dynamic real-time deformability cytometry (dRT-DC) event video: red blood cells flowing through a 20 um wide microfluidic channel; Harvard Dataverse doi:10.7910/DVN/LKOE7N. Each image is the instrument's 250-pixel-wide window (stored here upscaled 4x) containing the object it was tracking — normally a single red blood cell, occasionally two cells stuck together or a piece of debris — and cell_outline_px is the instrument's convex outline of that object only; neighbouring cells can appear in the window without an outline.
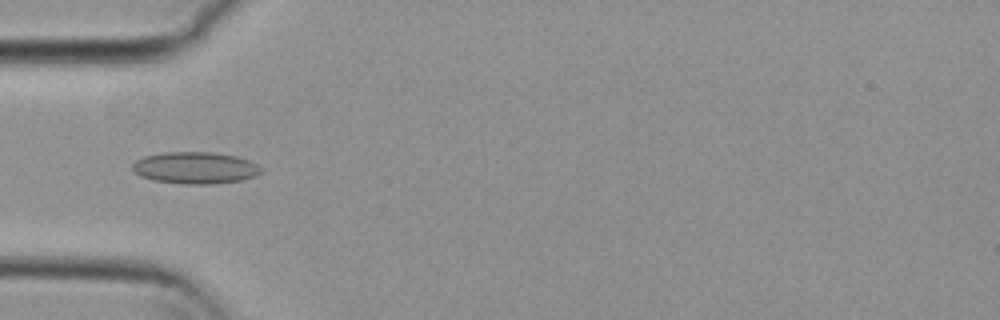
{"species": "common noctule bat (a hibernating species)", "species_latin": "Nyctalus noctula", "temperature_condition": "cold", "stored_images_in_passage": 55, "camera_frame_rate_fps": 3000, "um_per_image_px": 0.085, "animal": {"sex": "female", "body_mass_g": 29.2, "forearm_length_mm": 56.3}, "frame": {"image": 1, "passage_image": 18, "time_ms": 5.667, "image_size_px": [1000, 320], "cell_outline_px": [[264, 172], [256, 176], [240, 180], [212, 184], [184, 184], [152, 180], [140, 176], [132, 168], [132, 164], [136, 160], [144, 156], [164, 152], [212, 152], [236, 156], [248, 160], [264, 168]], "centroid_in_image_um": [16.62, 14.26], "position_along_channel_um": 68.4, "area_um2": 23.99}}
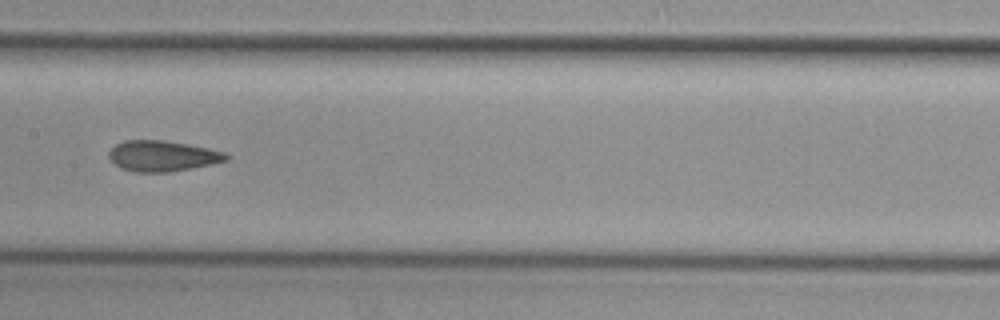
{"frame": {"image": 2, "passage_image": 28, "time_ms": 9.0, "image_size_px": [1000, 320], "cell_outline_px": [[232, 156], [228, 160], [212, 164], [192, 168], [168, 172], [136, 172], [120, 168], [108, 156], [108, 152], [116, 144], [124, 140], [164, 140], [188, 144], [208, 148], [224, 152]], "centroid_in_image_um": [13.83, 13.25], "position_along_channel_um": 193.6, "area_um2": 21.04}}
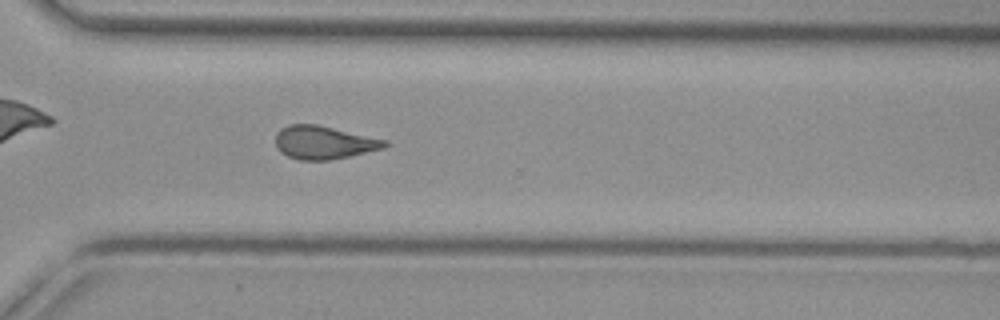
{"frame": {"image": 3, "passage_image": 40, "time_ms": 13.0, "image_size_px": [1000, 320], "cell_outline_px": [[388, 144], [384, 148], [348, 156], [328, 160], [300, 160], [288, 156], [280, 152], [276, 148], [276, 132], [280, 128], [288, 124], [316, 124], [388, 140]], "centroid_in_image_um": [27.49, 12.1], "position_along_channel_um": 343.1, "area_um2": 21.1}, "authors_computed_cell_mechanics": {"area_um2": 21.6172, "velocity_mm_per_s": 3.7412, "shape_relaxation_time_tau1_ms": null, "shape_relaxation_time_tau2_ms": 2.2591, "deformation_change_tau1": null, "deformation_change_tau2": 0.0963}}